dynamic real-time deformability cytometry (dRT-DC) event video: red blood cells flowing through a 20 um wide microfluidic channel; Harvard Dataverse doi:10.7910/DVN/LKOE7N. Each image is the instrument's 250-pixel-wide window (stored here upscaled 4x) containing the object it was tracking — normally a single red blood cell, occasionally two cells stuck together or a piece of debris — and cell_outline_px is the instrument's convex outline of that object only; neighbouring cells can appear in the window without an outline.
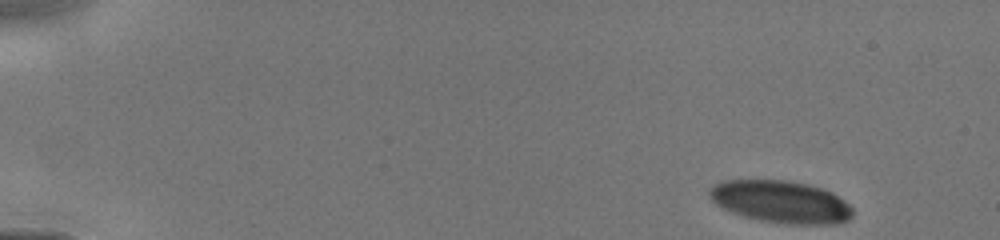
{"species": "human", "species_latin": "Homo sapiens", "temperature_condition": "cold", "stored_images_in_passage": 5, "camera_frame_rate_fps": 3000, "um_per_image_px": 0.085, "donor": {"sex": "male"}, "frame": {"image": 1, "passage_image": 1, "time_ms": 0.0, "image_size_px": [1000, 240], "cell_outline_px": [[852, 216], [848, 220], [836, 224], [788, 224], [760, 220], [744, 216], [732, 212], [716, 204], [708, 196], [708, 188], [720, 180], [784, 180], [808, 184], [832, 192], [844, 200], [852, 208]], "centroid_in_image_um": [66.35, 17.14], "position_along_channel_um": 18.7, "area_um2": 35.37}}